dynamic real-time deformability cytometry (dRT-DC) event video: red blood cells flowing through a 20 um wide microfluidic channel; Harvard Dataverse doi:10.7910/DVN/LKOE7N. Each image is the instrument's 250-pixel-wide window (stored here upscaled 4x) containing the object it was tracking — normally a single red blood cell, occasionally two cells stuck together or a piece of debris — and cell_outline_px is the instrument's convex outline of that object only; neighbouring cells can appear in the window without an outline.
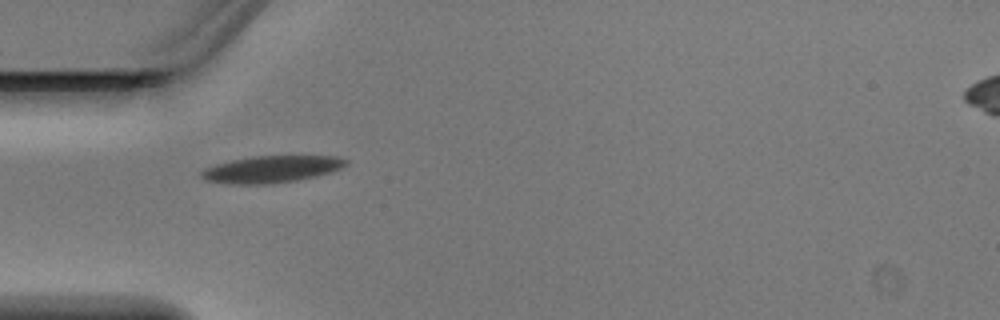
{"species": "Egyptian fruit bat (a non-hibernating species)", "species_latin": "Rousettus aegyptiacus", "temperature_condition": "warm", "stored_images_in_passage": 1, "camera_frame_rate_fps": 3000, "um_per_image_px": 0.085, "animal": {"sex": "male"}, "frame": {"image": 1, "passage_image": 1, "time_ms": 0.0, "image_size_px": [1000, 320], "cell_outline_px": [[348, 164], [340, 168], [316, 176], [296, 180], [264, 184], [236, 184], [208, 180], [200, 176], [200, 172], [204, 168], [216, 164], [232, 160], [252, 156], [336, 156], [348, 160]], "centroid_in_image_um": [23.08, 14.37], "position_along_channel_um": 61.9, "area_um2": 22.31}}